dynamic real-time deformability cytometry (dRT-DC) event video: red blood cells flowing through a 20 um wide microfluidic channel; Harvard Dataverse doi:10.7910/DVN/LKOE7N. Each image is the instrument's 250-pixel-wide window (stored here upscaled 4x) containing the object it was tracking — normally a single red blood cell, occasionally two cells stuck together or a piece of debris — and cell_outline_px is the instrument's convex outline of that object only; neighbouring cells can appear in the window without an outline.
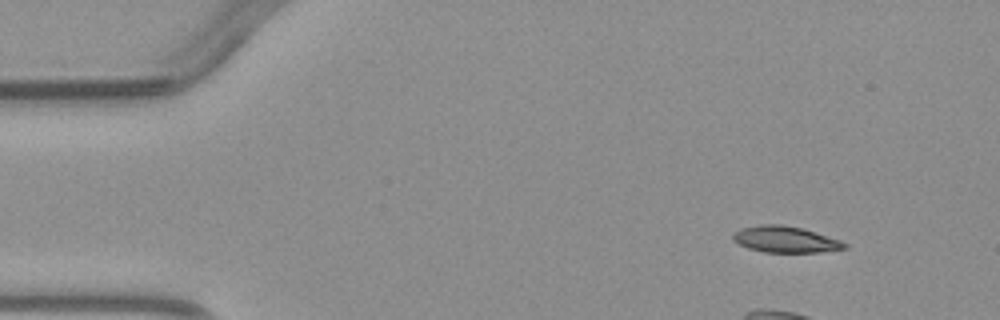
{"species": "common noctule bat (a hibernating species)", "species_latin": "Nyctalus noctula", "temperature_condition": "warm", "stored_images_in_passage": 4, "camera_frame_rate_fps": 3000, "um_per_image_px": 0.085, "animal": {"sex": "male", "body_mass_g": 23.1, "forearm_length_mm": 52.7}, "frame": {"image": 1, "passage_image": 2, "time_ms": 1.333, "image_size_px": [1000, 320], "cell_outline_px": [[848, 248], [820, 252], [764, 252], [748, 248], [732, 240], [732, 236], [740, 228], [760, 224], [780, 224], [800, 228], [840, 240], [848, 244]], "centroid_in_image_um": [66.74, 20.35], "position_along_channel_um": 18.3, "area_um2": 16.94}}